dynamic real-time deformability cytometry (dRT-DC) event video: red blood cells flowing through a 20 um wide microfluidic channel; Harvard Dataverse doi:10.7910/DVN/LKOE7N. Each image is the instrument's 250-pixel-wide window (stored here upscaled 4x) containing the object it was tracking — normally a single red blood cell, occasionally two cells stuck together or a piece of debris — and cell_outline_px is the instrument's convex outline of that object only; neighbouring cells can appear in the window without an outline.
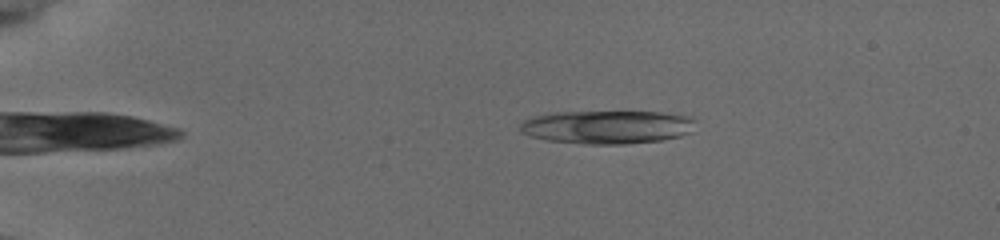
{"species": "common noctule bat (a hibernating species)", "species_latin": "Nyctalus noctula", "temperature_condition": "cold", "stored_images_in_passage": 45, "camera_frame_rate_fps": 3000, "um_per_image_px": 0.085, "animal": {"sex": "female", "body_mass_g": 19.5, "forearm_length_mm": 54.1}, "frame": {"image": 1, "passage_image": 1, "time_ms": 0.0, "image_size_px": [1000, 240], "cell_outline_px": [[692, 132], [680, 136], [660, 140], [624, 144], [588, 144], [548, 140], [532, 136], [520, 132], [520, 124], [524, 120], [532, 116], [556, 112], [660, 112], [692, 116]], "centroid_in_image_um": [51.59, 10.79], "position_along_channel_um": 33.4, "area_um2": 33.93}}
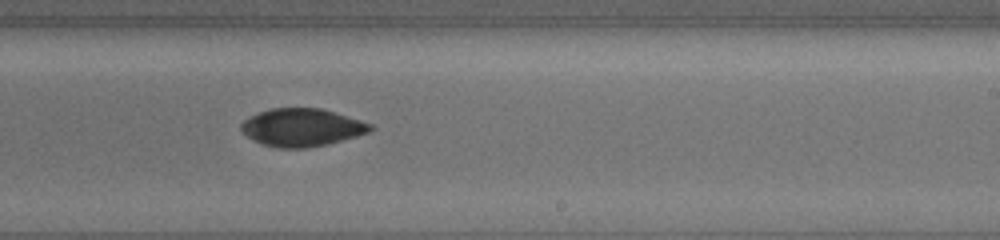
{"frame": {"image": 2, "passage_image": 26, "time_ms": 8.333, "image_size_px": [1000, 240], "cell_outline_px": [[376, 128], [368, 132], [356, 136], [328, 144], [304, 148], [280, 148], [264, 144], [248, 136], [240, 128], [240, 124], [248, 116], [272, 108], [320, 108], [360, 120], [372, 124]], "centroid_in_image_um": [25.67, 10.83], "position_along_channel_um": 263.3, "area_um2": 28.15}}
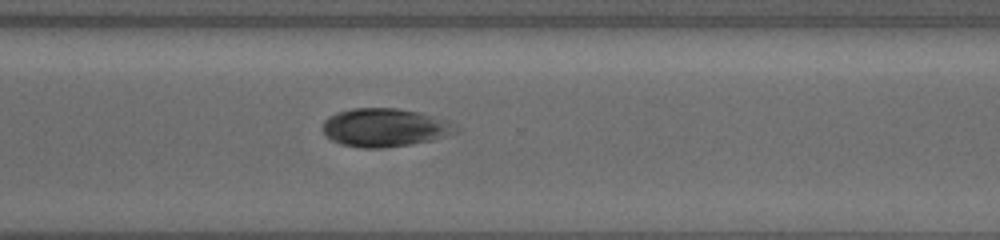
{"frame": {"image": 3, "passage_image": 32, "time_ms": 10.333, "image_size_px": [1000, 240], "cell_outline_px": [[460, 128], [456, 132], [444, 136], [412, 144], [380, 148], [364, 148], [340, 144], [332, 140], [324, 132], [324, 120], [328, 116], [336, 112], [352, 108], [396, 108], [420, 112], [448, 120]], "centroid_in_image_um": [32.7, 10.83], "position_along_channel_um": 337.9, "area_um2": 29.65}}